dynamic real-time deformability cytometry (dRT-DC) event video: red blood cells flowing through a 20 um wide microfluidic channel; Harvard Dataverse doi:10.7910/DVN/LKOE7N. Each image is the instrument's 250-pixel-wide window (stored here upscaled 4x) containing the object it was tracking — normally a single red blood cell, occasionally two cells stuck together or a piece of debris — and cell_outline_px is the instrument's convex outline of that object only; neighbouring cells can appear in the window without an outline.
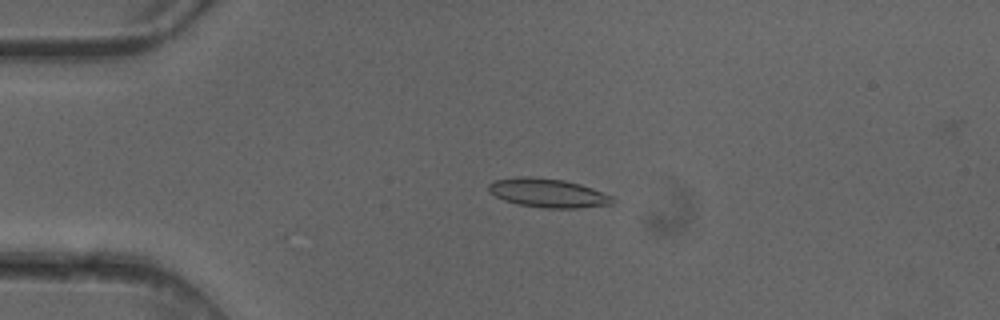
{"species": "common noctule bat (a hibernating species)", "species_latin": "Nyctalus noctula", "temperature_condition": "cold", "stored_images_in_passage": 5, "camera_frame_rate_fps": 3000, "um_per_image_px": 0.085, "animal": {"sex": "female"}, "frame": {"image": 1, "passage_image": 3, "time_ms": 0.667, "image_size_px": [1000, 320], "cell_outline_px": [[616, 200], [612, 204], [580, 208], [544, 208], [520, 204], [504, 200], [496, 196], [488, 188], [488, 184], [496, 180], [516, 176], [532, 176], [564, 180], [580, 184], [612, 196]], "centroid_in_image_um": [46.59, 16.4], "position_along_channel_um": 38.4, "area_um2": 20.75}}